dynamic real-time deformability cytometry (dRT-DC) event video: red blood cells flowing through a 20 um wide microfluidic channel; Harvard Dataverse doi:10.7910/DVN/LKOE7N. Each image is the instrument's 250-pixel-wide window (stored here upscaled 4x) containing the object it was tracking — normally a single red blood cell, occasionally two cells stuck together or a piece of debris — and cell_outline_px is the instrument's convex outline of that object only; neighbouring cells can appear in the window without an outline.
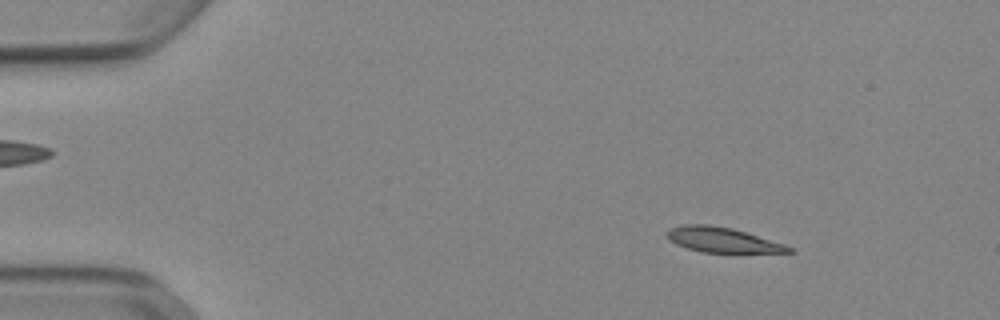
{"species": "Egyptian fruit bat (a non-hibernating species)", "species_latin": "Rousettus aegyptiacus", "temperature_condition": "cold", "stored_images_in_passage": 52, "camera_frame_rate_fps": 3000, "um_per_image_px": 0.085, "animal": {"sex": "female"}, "frame": {"image": 1, "passage_image": 7, "time_ms": 2.0, "image_size_px": [1000, 320], "cell_outline_px": [[796, 252], [700, 252], [676, 244], [668, 236], [668, 228], [684, 224], [708, 224], [732, 228], [784, 244], [792, 248]], "centroid_in_image_um": [61.39, 20.38], "position_along_channel_um": 23.6, "area_um2": 17.4}}
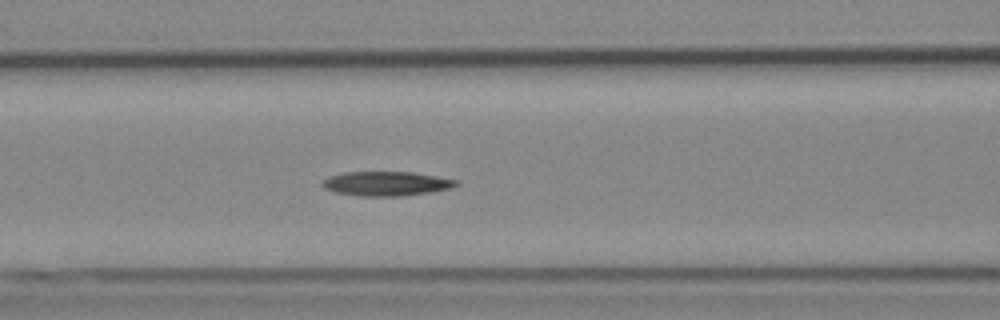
{"frame": {"image": 2, "passage_image": 22, "time_ms": 7.0, "image_size_px": [1000, 320], "cell_outline_px": [[460, 184], [452, 188], [432, 192], [400, 196], [360, 196], [336, 192], [324, 188], [320, 184], [328, 176], [344, 172], [412, 172], [460, 180]], "centroid_in_image_um": [32.87, 15.6], "position_along_channel_um": 133.7, "area_um2": 19.13}}
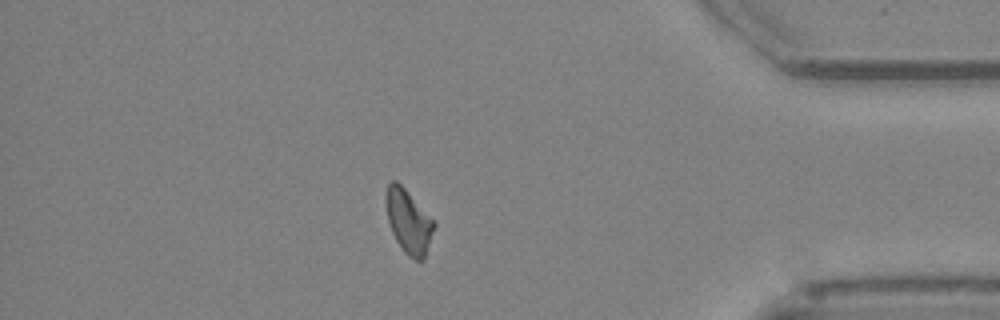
{"frame": {"image": 3, "passage_image": 45, "time_ms": 14.667, "image_size_px": [1000, 320], "cell_outline_px": [[436, 224], [424, 256], [420, 260], [416, 260], [408, 256], [404, 252], [396, 240], [392, 232], [388, 220], [384, 196], [388, 184], [392, 180], [396, 180], [436, 220]], "centroid_in_image_um": [34.72, 18.78], "position_along_channel_um": 400.5, "area_um2": 17.86}}